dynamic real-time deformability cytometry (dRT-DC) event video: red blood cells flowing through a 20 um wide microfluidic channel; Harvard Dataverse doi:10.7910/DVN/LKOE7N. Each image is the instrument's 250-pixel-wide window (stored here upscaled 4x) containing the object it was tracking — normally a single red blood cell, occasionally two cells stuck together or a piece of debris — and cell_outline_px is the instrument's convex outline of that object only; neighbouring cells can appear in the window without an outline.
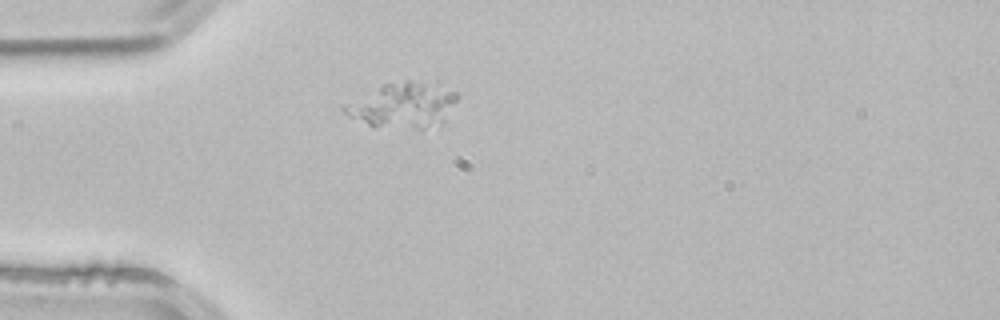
{"species": "common noctule bat (a hibernating species)", "species_latin": "Nyctalus noctula", "temperature_condition": "room temperature", "stored_images_in_passage": 32, "camera_frame_rate_fps": 3000, "um_per_image_px": 0.085, "animal": {"sex": "male", "body_mass_g": 21.5, "forearm_length_mm": 52.0}, "frame": {"image": 1, "passage_image": 1, "time_ms": 0.0, "image_size_px": [1000, 320], "cell_outline_px": [[456, 100], [444, 120], [440, 124], [424, 128], [372, 128], [344, 112], [340, 108], [344, 104], [384, 84], [404, 80], [440, 80], [456, 92]], "centroid_in_image_um": [34.3, 8.91], "position_along_channel_um": 50.7, "area_um2": 30.35}}
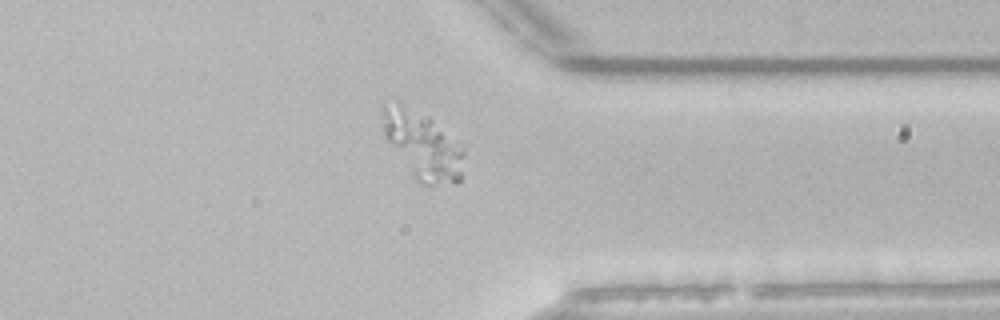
{"frame": {"image": 2, "passage_image": 28, "time_ms": 9.0, "image_size_px": [1000, 320], "cell_outline_px": [[464, 156], [460, 180], [456, 184], [420, 184], [412, 176], [384, 136], [380, 112], [384, 104], [396, 100], [400, 100], [428, 116], [464, 152]], "centroid_in_image_um": [35.83, 12.31], "position_along_channel_um": 375.6, "area_um2": 31.96}}